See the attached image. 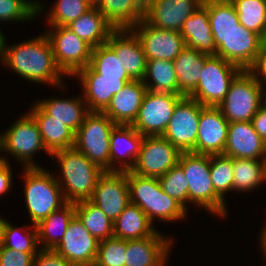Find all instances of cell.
Segmentation results:
<instances>
[{"mask_svg": "<svg viewBox=\"0 0 266 266\" xmlns=\"http://www.w3.org/2000/svg\"><path fill=\"white\" fill-rule=\"evenodd\" d=\"M0 62L8 68L11 67L23 79L65 88L62 83L64 74L55 62L52 45L45 33L13 46H7L4 38Z\"/></svg>", "mask_w": 266, "mask_h": 266, "instance_id": "6da1fadb", "label": "cell"}, {"mask_svg": "<svg viewBox=\"0 0 266 266\" xmlns=\"http://www.w3.org/2000/svg\"><path fill=\"white\" fill-rule=\"evenodd\" d=\"M51 157L58 161L62 171V178L56 180L65 201L76 203L90 200L98 179L105 171L74 147L55 151Z\"/></svg>", "mask_w": 266, "mask_h": 266, "instance_id": "7a4b0ae2", "label": "cell"}, {"mask_svg": "<svg viewBox=\"0 0 266 266\" xmlns=\"http://www.w3.org/2000/svg\"><path fill=\"white\" fill-rule=\"evenodd\" d=\"M130 203L139 206L149 220L177 221L184 219L185 210L176 200L163 192L159 179L140 176L131 170L126 171Z\"/></svg>", "mask_w": 266, "mask_h": 266, "instance_id": "3957f363", "label": "cell"}, {"mask_svg": "<svg viewBox=\"0 0 266 266\" xmlns=\"http://www.w3.org/2000/svg\"><path fill=\"white\" fill-rule=\"evenodd\" d=\"M178 165L188 181V202L211 214L225 217L228 210L226 202L215 192L210 177V155L181 153Z\"/></svg>", "mask_w": 266, "mask_h": 266, "instance_id": "277c9868", "label": "cell"}, {"mask_svg": "<svg viewBox=\"0 0 266 266\" xmlns=\"http://www.w3.org/2000/svg\"><path fill=\"white\" fill-rule=\"evenodd\" d=\"M24 168V194L32 224L37 225L67 202L56 177L42 167ZM45 169V170H44Z\"/></svg>", "mask_w": 266, "mask_h": 266, "instance_id": "5b68a950", "label": "cell"}, {"mask_svg": "<svg viewBox=\"0 0 266 266\" xmlns=\"http://www.w3.org/2000/svg\"><path fill=\"white\" fill-rule=\"evenodd\" d=\"M116 124L103 112L90 111L75 132L74 148L110 171V134Z\"/></svg>", "mask_w": 266, "mask_h": 266, "instance_id": "8992f818", "label": "cell"}, {"mask_svg": "<svg viewBox=\"0 0 266 266\" xmlns=\"http://www.w3.org/2000/svg\"><path fill=\"white\" fill-rule=\"evenodd\" d=\"M40 149L51 156L43 143L39 126L30 113L26 112L25 116L0 134V152L9 153L25 168L42 167L32 160Z\"/></svg>", "mask_w": 266, "mask_h": 266, "instance_id": "52a82bcc", "label": "cell"}, {"mask_svg": "<svg viewBox=\"0 0 266 266\" xmlns=\"http://www.w3.org/2000/svg\"><path fill=\"white\" fill-rule=\"evenodd\" d=\"M241 71L222 57L210 55L204 62L196 89L188 96L203 106L218 107L228 92L231 81Z\"/></svg>", "mask_w": 266, "mask_h": 266, "instance_id": "ba28073f", "label": "cell"}, {"mask_svg": "<svg viewBox=\"0 0 266 266\" xmlns=\"http://www.w3.org/2000/svg\"><path fill=\"white\" fill-rule=\"evenodd\" d=\"M260 82L248 70H241L231 81L218 105L228 122L251 121L259 109Z\"/></svg>", "mask_w": 266, "mask_h": 266, "instance_id": "9c48e42d", "label": "cell"}, {"mask_svg": "<svg viewBox=\"0 0 266 266\" xmlns=\"http://www.w3.org/2000/svg\"><path fill=\"white\" fill-rule=\"evenodd\" d=\"M49 27L51 29L45 34L50 40L55 62L62 73L66 76H74L87 67L93 48L67 26Z\"/></svg>", "mask_w": 266, "mask_h": 266, "instance_id": "30bf717a", "label": "cell"}, {"mask_svg": "<svg viewBox=\"0 0 266 266\" xmlns=\"http://www.w3.org/2000/svg\"><path fill=\"white\" fill-rule=\"evenodd\" d=\"M216 45V56L248 70L254 63L263 44V38L241 23L229 33L212 34Z\"/></svg>", "mask_w": 266, "mask_h": 266, "instance_id": "8fae6325", "label": "cell"}, {"mask_svg": "<svg viewBox=\"0 0 266 266\" xmlns=\"http://www.w3.org/2000/svg\"><path fill=\"white\" fill-rule=\"evenodd\" d=\"M204 107L197 100L184 96L175 106L162 137L181 153L196 154L200 112Z\"/></svg>", "mask_w": 266, "mask_h": 266, "instance_id": "7c38bea8", "label": "cell"}, {"mask_svg": "<svg viewBox=\"0 0 266 266\" xmlns=\"http://www.w3.org/2000/svg\"><path fill=\"white\" fill-rule=\"evenodd\" d=\"M183 97L148 90L132 126L143 136H162L175 106Z\"/></svg>", "mask_w": 266, "mask_h": 266, "instance_id": "4fadbf2b", "label": "cell"}, {"mask_svg": "<svg viewBox=\"0 0 266 266\" xmlns=\"http://www.w3.org/2000/svg\"><path fill=\"white\" fill-rule=\"evenodd\" d=\"M181 152L162 136H144L131 171L140 176L160 178L179 161Z\"/></svg>", "mask_w": 266, "mask_h": 266, "instance_id": "5bb4252c", "label": "cell"}, {"mask_svg": "<svg viewBox=\"0 0 266 266\" xmlns=\"http://www.w3.org/2000/svg\"><path fill=\"white\" fill-rule=\"evenodd\" d=\"M131 30L138 36L147 60L174 61L186 47L180 32L157 28L144 18Z\"/></svg>", "mask_w": 266, "mask_h": 266, "instance_id": "9a60e30c", "label": "cell"}, {"mask_svg": "<svg viewBox=\"0 0 266 266\" xmlns=\"http://www.w3.org/2000/svg\"><path fill=\"white\" fill-rule=\"evenodd\" d=\"M90 201L114 222L130 204L126 171H105L98 179Z\"/></svg>", "mask_w": 266, "mask_h": 266, "instance_id": "2e32d148", "label": "cell"}, {"mask_svg": "<svg viewBox=\"0 0 266 266\" xmlns=\"http://www.w3.org/2000/svg\"><path fill=\"white\" fill-rule=\"evenodd\" d=\"M98 246L99 241L88 232L75 215L54 251L73 266H93L97 257Z\"/></svg>", "mask_w": 266, "mask_h": 266, "instance_id": "e0dca14e", "label": "cell"}, {"mask_svg": "<svg viewBox=\"0 0 266 266\" xmlns=\"http://www.w3.org/2000/svg\"><path fill=\"white\" fill-rule=\"evenodd\" d=\"M204 0H146L144 19L157 28L180 32L185 20Z\"/></svg>", "mask_w": 266, "mask_h": 266, "instance_id": "ac0fdd59", "label": "cell"}, {"mask_svg": "<svg viewBox=\"0 0 266 266\" xmlns=\"http://www.w3.org/2000/svg\"><path fill=\"white\" fill-rule=\"evenodd\" d=\"M229 122L218 107L205 106L200 112L196 154H223Z\"/></svg>", "mask_w": 266, "mask_h": 266, "instance_id": "d6986e66", "label": "cell"}, {"mask_svg": "<svg viewBox=\"0 0 266 266\" xmlns=\"http://www.w3.org/2000/svg\"><path fill=\"white\" fill-rule=\"evenodd\" d=\"M106 44L120 58L129 78L143 81L147 59L138 36L131 29H115Z\"/></svg>", "mask_w": 266, "mask_h": 266, "instance_id": "ffe728a7", "label": "cell"}, {"mask_svg": "<svg viewBox=\"0 0 266 266\" xmlns=\"http://www.w3.org/2000/svg\"><path fill=\"white\" fill-rule=\"evenodd\" d=\"M223 155L266 160V143L254 130L251 121L230 122Z\"/></svg>", "mask_w": 266, "mask_h": 266, "instance_id": "44dd1931", "label": "cell"}, {"mask_svg": "<svg viewBox=\"0 0 266 266\" xmlns=\"http://www.w3.org/2000/svg\"><path fill=\"white\" fill-rule=\"evenodd\" d=\"M75 77L83 86V99L89 111L102 112L110 103L114 94L131 81V79L101 78L89 65L78 71Z\"/></svg>", "mask_w": 266, "mask_h": 266, "instance_id": "7402d4cb", "label": "cell"}, {"mask_svg": "<svg viewBox=\"0 0 266 266\" xmlns=\"http://www.w3.org/2000/svg\"><path fill=\"white\" fill-rule=\"evenodd\" d=\"M172 241L158 230L143 239L126 240L125 266H165Z\"/></svg>", "mask_w": 266, "mask_h": 266, "instance_id": "603a6c76", "label": "cell"}, {"mask_svg": "<svg viewBox=\"0 0 266 266\" xmlns=\"http://www.w3.org/2000/svg\"><path fill=\"white\" fill-rule=\"evenodd\" d=\"M143 138L132 125H116L110 134V171H130L138 158Z\"/></svg>", "mask_w": 266, "mask_h": 266, "instance_id": "cb8c5ba5", "label": "cell"}, {"mask_svg": "<svg viewBox=\"0 0 266 266\" xmlns=\"http://www.w3.org/2000/svg\"><path fill=\"white\" fill-rule=\"evenodd\" d=\"M147 91L143 81L131 80L112 96L110 103L102 112L116 125H132Z\"/></svg>", "mask_w": 266, "mask_h": 266, "instance_id": "d4e9b609", "label": "cell"}, {"mask_svg": "<svg viewBox=\"0 0 266 266\" xmlns=\"http://www.w3.org/2000/svg\"><path fill=\"white\" fill-rule=\"evenodd\" d=\"M29 113L37 122L43 143L51 154L74 147L75 132L64 122L53 119L37 102Z\"/></svg>", "mask_w": 266, "mask_h": 266, "instance_id": "484cf974", "label": "cell"}, {"mask_svg": "<svg viewBox=\"0 0 266 266\" xmlns=\"http://www.w3.org/2000/svg\"><path fill=\"white\" fill-rule=\"evenodd\" d=\"M180 34L187 47L204 54L216 55L217 48L211 32L208 10L204 5L185 20Z\"/></svg>", "mask_w": 266, "mask_h": 266, "instance_id": "4316f807", "label": "cell"}, {"mask_svg": "<svg viewBox=\"0 0 266 266\" xmlns=\"http://www.w3.org/2000/svg\"><path fill=\"white\" fill-rule=\"evenodd\" d=\"M96 8L114 29H131L146 11V0H100Z\"/></svg>", "mask_w": 266, "mask_h": 266, "instance_id": "83f0119b", "label": "cell"}, {"mask_svg": "<svg viewBox=\"0 0 266 266\" xmlns=\"http://www.w3.org/2000/svg\"><path fill=\"white\" fill-rule=\"evenodd\" d=\"M209 56L186 46L173 61L179 95L188 97L196 89L204 62Z\"/></svg>", "mask_w": 266, "mask_h": 266, "instance_id": "f1b7e54d", "label": "cell"}, {"mask_svg": "<svg viewBox=\"0 0 266 266\" xmlns=\"http://www.w3.org/2000/svg\"><path fill=\"white\" fill-rule=\"evenodd\" d=\"M67 27L92 48L106 44L115 30L96 7H92Z\"/></svg>", "mask_w": 266, "mask_h": 266, "instance_id": "f546056e", "label": "cell"}, {"mask_svg": "<svg viewBox=\"0 0 266 266\" xmlns=\"http://www.w3.org/2000/svg\"><path fill=\"white\" fill-rule=\"evenodd\" d=\"M75 216V204L67 202L59 210L52 212L36 226L38 243L42 250H54L62 240L66 229ZM42 243V244H41Z\"/></svg>", "mask_w": 266, "mask_h": 266, "instance_id": "4dcf8cb0", "label": "cell"}, {"mask_svg": "<svg viewBox=\"0 0 266 266\" xmlns=\"http://www.w3.org/2000/svg\"><path fill=\"white\" fill-rule=\"evenodd\" d=\"M53 119L64 122L74 132H76L82 123L86 115L90 112L87 104L83 99V96L60 99L52 98L39 100L37 102Z\"/></svg>", "mask_w": 266, "mask_h": 266, "instance_id": "1f68e13d", "label": "cell"}, {"mask_svg": "<svg viewBox=\"0 0 266 266\" xmlns=\"http://www.w3.org/2000/svg\"><path fill=\"white\" fill-rule=\"evenodd\" d=\"M153 223L139 206L130 203L114 221V237L123 240L143 239L153 235Z\"/></svg>", "mask_w": 266, "mask_h": 266, "instance_id": "d6a6232c", "label": "cell"}, {"mask_svg": "<svg viewBox=\"0 0 266 266\" xmlns=\"http://www.w3.org/2000/svg\"><path fill=\"white\" fill-rule=\"evenodd\" d=\"M143 83L152 92L179 94L173 61L147 60Z\"/></svg>", "mask_w": 266, "mask_h": 266, "instance_id": "836d02e7", "label": "cell"}, {"mask_svg": "<svg viewBox=\"0 0 266 266\" xmlns=\"http://www.w3.org/2000/svg\"><path fill=\"white\" fill-rule=\"evenodd\" d=\"M233 190L249 192L266 181V160L232 158Z\"/></svg>", "mask_w": 266, "mask_h": 266, "instance_id": "e575fe53", "label": "cell"}, {"mask_svg": "<svg viewBox=\"0 0 266 266\" xmlns=\"http://www.w3.org/2000/svg\"><path fill=\"white\" fill-rule=\"evenodd\" d=\"M75 215L80 219L88 232L99 242L114 236V222H112L90 200L74 203Z\"/></svg>", "mask_w": 266, "mask_h": 266, "instance_id": "d590c367", "label": "cell"}, {"mask_svg": "<svg viewBox=\"0 0 266 266\" xmlns=\"http://www.w3.org/2000/svg\"><path fill=\"white\" fill-rule=\"evenodd\" d=\"M239 23L264 38L266 34V0H230Z\"/></svg>", "mask_w": 266, "mask_h": 266, "instance_id": "8d00e7d4", "label": "cell"}, {"mask_svg": "<svg viewBox=\"0 0 266 266\" xmlns=\"http://www.w3.org/2000/svg\"><path fill=\"white\" fill-rule=\"evenodd\" d=\"M212 34L229 33L239 24L238 14L230 0H204Z\"/></svg>", "mask_w": 266, "mask_h": 266, "instance_id": "74e56055", "label": "cell"}, {"mask_svg": "<svg viewBox=\"0 0 266 266\" xmlns=\"http://www.w3.org/2000/svg\"><path fill=\"white\" fill-rule=\"evenodd\" d=\"M89 66L98 73L101 78L130 79L128 73L122 67L120 58L107 45H99L92 49Z\"/></svg>", "mask_w": 266, "mask_h": 266, "instance_id": "f35d334b", "label": "cell"}, {"mask_svg": "<svg viewBox=\"0 0 266 266\" xmlns=\"http://www.w3.org/2000/svg\"><path fill=\"white\" fill-rule=\"evenodd\" d=\"M92 8L87 0H56L48 13L49 26H67Z\"/></svg>", "mask_w": 266, "mask_h": 266, "instance_id": "ab89813d", "label": "cell"}, {"mask_svg": "<svg viewBox=\"0 0 266 266\" xmlns=\"http://www.w3.org/2000/svg\"><path fill=\"white\" fill-rule=\"evenodd\" d=\"M232 157L223 154L210 155V177L215 192L224 200L225 193L233 190Z\"/></svg>", "mask_w": 266, "mask_h": 266, "instance_id": "60d3db41", "label": "cell"}, {"mask_svg": "<svg viewBox=\"0 0 266 266\" xmlns=\"http://www.w3.org/2000/svg\"><path fill=\"white\" fill-rule=\"evenodd\" d=\"M40 3L30 0H0V23L34 20L43 10L44 5Z\"/></svg>", "mask_w": 266, "mask_h": 266, "instance_id": "b9f144b4", "label": "cell"}, {"mask_svg": "<svg viewBox=\"0 0 266 266\" xmlns=\"http://www.w3.org/2000/svg\"><path fill=\"white\" fill-rule=\"evenodd\" d=\"M30 228L32 230H30ZM20 229L24 232H22ZM24 229H29L30 231H25L21 227L18 228L13 226L8 221L5 228L4 241L2 245L6 248L19 250L21 252H39L41 249L38 247L39 243L37 226L32 224L30 227H28L26 225V228Z\"/></svg>", "mask_w": 266, "mask_h": 266, "instance_id": "7bdbcfd3", "label": "cell"}, {"mask_svg": "<svg viewBox=\"0 0 266 266\" xmlns=\"http://www.w3.org/2000/svg\"><path fill=\"white\" fill-rule=\"evenodd\" d=\"M158 179L163 192L176 200L186 210L189 186L183 169L177 164Z\"/></svg>", "mask_w": 266, "mask_h": 266, "instance_id": "ee69618b", "label": "cell"}, {"mask_svg": "<svg viewBox=\"0 0 266 266\" xmlns=\"http://www.w3.org/2000/svg\"><path fill=\"white\" fill-rule=\"evenodd\" d=\"M126 240L110 237L100 241L93 266H125Z\"/></svg>", "mask_w": 266, "mask_h": 266, "instance_id": "f6af8a7d", "label": "cell"}, {"mask_svg": "<svg viewBox=\"0 0 266 266\" xmlns=\"http://www.w3.org/2000/svg\"><path fill=\"white\" fill-rule=\"evenodd\" d=\"M38 252H21L0 246V266H32L33 258Z\"/></svg>", "mask_w": 266, "mask_h": 266, "instance_id": "bcb514c9", "label": "cell"}, {"mask_svg": "<svg viewBox=\"0 0 266 266\" xmlns=\"http://www.w3.org/2000/svg\"><path fill=\"white\" fill-rule=\"evenodd\" d=\"M32 266H73L54 250H40L33 258Z\"/></svg>", "mask_w": 266, "mask_h": 266, "instance_id": "7dc6e473", "label": "cell"}, {"mask_svg": "<svg viewBox=\"0 0 266 266\" xmlns=\"http://www.w3.org/2000/svg\"><path fill=\"white\" fill-rule=\"evenodd\" d=\"M248 71L255 79L259 82L265 83L266 85V45L262 44L253 65L248 69Z\"/></svg>", "mask_w": 266, "mask_h": 266, "instance_id": "c3c4849f", "label": "cell"}, {"mask_svg": "<svg viewBox=\"0 0 266 266\" xmlns=\"http://www.w3.org/2000/svg\"><path fill=\"white\" fill-rule=\"evenodd\" d=\"M0 196L10 191L12 187V170L5 156H0Z\"/></svg>", "mask_w": 266, "mask_h": 266, "instance_id": "681fc988", "label": "cell"}, {"mask_svg": "<svg viewBox=\"0 0 266 266\" xmlns=\"http://www.w3.org/2000/svg\"><path fill=\"white\" fill-rule=\"evenodd\" d=\"M251 122L254 130L266 143V110L259 108Z\"/></svg>", "mask_w": 266, "mask_h": 266, "instance_id": "f907efd6", "label": "cell"}, {"mask_svg": "<svg viewBox=\"0 0 266 266\" xmlns=\"http://www.w3.org/2000/svg\"><path fill=\"white\" fill-rule=\"evenodd\" d=\"M265 83L260 82L259 87V108L266 110V87Z\"/></svg>", "mask_w": 266, "mask_h": 266, "instance_id": "816d5d0a", "label": "cell"}, {"mask_svg": "<svg viewBox=\"0 0 266 266\" xmlns=\"http://www.w3.org/2000/svg\"><path fill=\"white\" fill-rule=\"evenodd\" d=\"M7 222H8L7 220L0 217V246L3 244L4 241V234Z\"/></svg>", "mask_w": 266, "mask_h": 266, "instance_id": "f5cc1de1", "label": "cell"}, {"mask_svg": "<svg viewBox=\"0 0 266 266\" xmlns=\"http://www.w3.org/2000/svg\"><path fill=\"white\" fill-rule=\"evenodd\" d=\"M260 235H261V239H260L261 245L260 246H262L261 251H263V255H265V257H266V225L263 227V230H262Z\"/></svg>", "mask_w": 266, "mask_h": 266, "instance_id": "db71d44e", "label": "cell"}, {"mask_svg": "<svg viewBox=\"0 0 266 266\" xmlns=\"http://www.w3.org/2000/svg\"><path fill=\"white\" fill-rule=\"evenodd\" d=\"M4 35H3V32L1 31L0 29V60H1V57H2V50H3V42H4Z\"/></svg>", "mask_w": 266, "mask_h": 266, "instance_id": "11a10c76", "label": "cell"}, {"mask_svg": "<svg viewBox=\"0 0 266 266\" xmlns=\"http://www.w3.org/2000/svg\"><path fill=\"white\" fill-rule=\"evenodd\" d=\"M92 7H96L100 0H87Z\"/></svg>", "mask_w": 266, "mask_h": 266, "instance_id": "9f6ffc18", "label": "cell"}, {"mask_svg": "<svg viewBox=\"0 0 266 266\" xmlns=\"http://www.w3.org/2000/svg\"><path fill=\"white\" fill-rule=\"evenodd\" d=\"M263 44L266 45V34H265V36L263 38Z\"/></svg>", "mask_w": 266, "mask_h": 266, "instance_id": "6f0895ef", "label": "cell"}]
</instances>
